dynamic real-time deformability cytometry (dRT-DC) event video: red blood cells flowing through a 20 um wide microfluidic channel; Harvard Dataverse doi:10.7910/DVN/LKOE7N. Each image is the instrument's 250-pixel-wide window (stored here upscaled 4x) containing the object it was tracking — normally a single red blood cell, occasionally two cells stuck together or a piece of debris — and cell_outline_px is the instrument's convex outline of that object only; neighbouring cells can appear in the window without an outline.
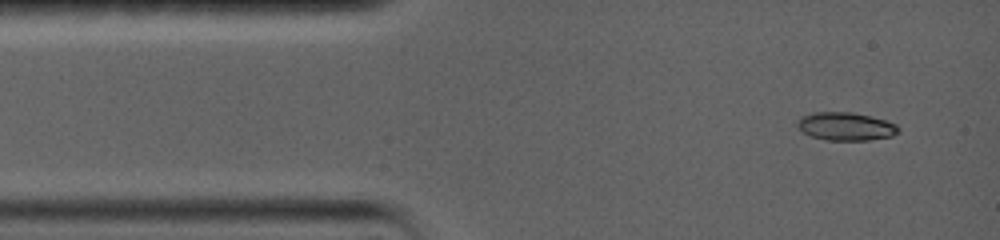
{"species": "common noctule bat (a hibernating species)", "species_latin": "Nyctalus noctula", "temperature_condition": "warm", "stored_images_in_passage": 3, "camera_frame_rate_fps": 5000, "um_per_image_px": 0.085, "animal": {"sex": "female", "body_mass_g": 19.0, "forearm_length_mm": 56.7}, "frame": {"image": 1, "passage_image": 1, "time_ms": 0.0, "image_size_px": [1000, 240], "cell_outline_px": [[900, 132], [892, 136], [868, 140], [824, 140], [812, 136], [804, 132], [796, 124], [796, 120], [800, 116], [812, 112], [852, 112], [884, 120], [896, 124], [900, 128]], "centroid_in_image_um": [71.87, 10.74], "position_along_channel_um": 13.1, "area_um2": 16.59}}
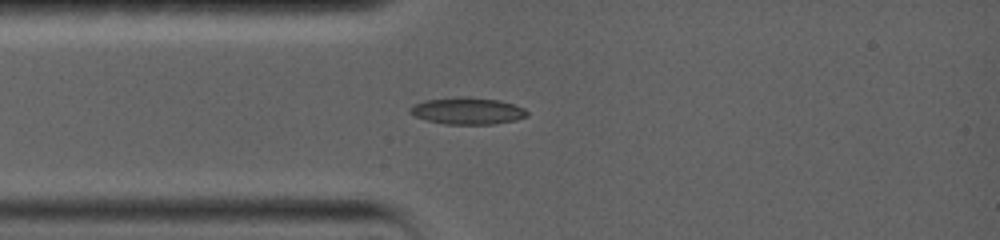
{"frame": {"image": 2, "passage_image": 3, "time_ms": 2.4, "image_size_px": [1000, 240], "cell_outline_px": [[528, 116], [516, 120], [492, 124], [444, 124], [428, 120], [416, 116], [408, 112], [408, 108], [424, 100], [460, 96], [464, 96], [500, 100], [524, 108], [528, 112]], "centroid_in_image_um": [39.74, 9.42], "position_along_channel_um": 45.3, "area_um2": 18.32}}